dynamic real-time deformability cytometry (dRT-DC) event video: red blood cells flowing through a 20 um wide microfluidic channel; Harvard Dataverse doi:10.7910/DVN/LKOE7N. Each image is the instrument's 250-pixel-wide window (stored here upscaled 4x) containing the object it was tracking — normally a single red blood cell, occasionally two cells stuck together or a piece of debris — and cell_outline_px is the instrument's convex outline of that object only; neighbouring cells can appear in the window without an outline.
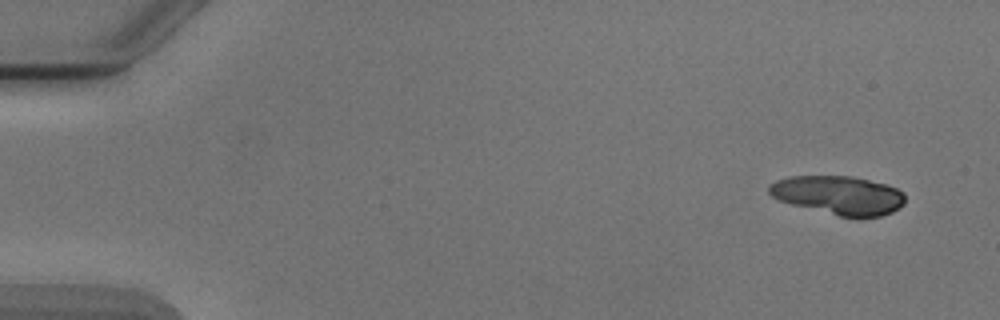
{"species": "Egyptian fruit bat (a non-hibernating species)", "species_latin": "Rousettus aegyptiacus", "temperature_condition": "cold", "stored_images_in_passage": 5, "camera_frame_rate_fps": 3000, "um_per_image_px": 0.085, "animal": {"sex": "male"}, "frame": {"image": 1, "passage_image": 1, "time_ms": 0.0, "image_size_px": [1000, 320], "cell_outline_px": [[904, 204], [900, 208], [892, 212], [880, 216], [860, 220], [840, 216], [792, 204], [780, 200], [772, 196], [768, 192], [768, 184], [776, 180], [792, 176], [848, 176], [868, 180], [884, 184], [896, 188], [904, 192]], "centroid_in_image_um": [71.3, 16.61], "position_along_channel_um": 13.7, "area_um2": 30.87}}